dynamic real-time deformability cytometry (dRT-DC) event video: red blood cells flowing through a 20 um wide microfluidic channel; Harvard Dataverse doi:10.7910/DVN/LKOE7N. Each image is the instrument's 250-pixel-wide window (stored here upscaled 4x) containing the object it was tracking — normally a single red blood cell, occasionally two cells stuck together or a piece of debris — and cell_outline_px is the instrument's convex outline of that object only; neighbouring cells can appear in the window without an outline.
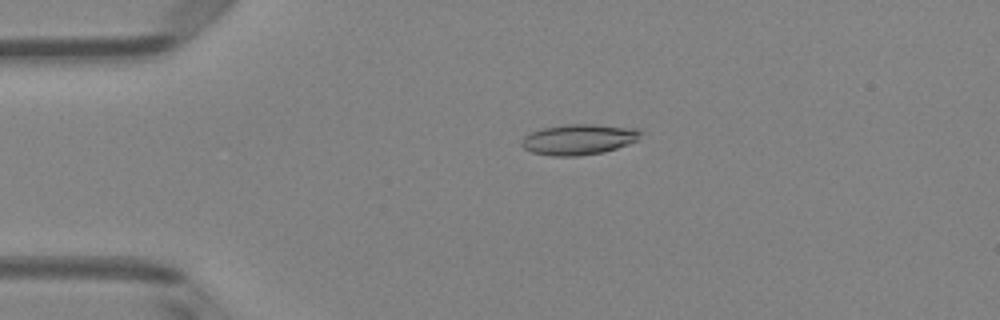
{"species": "Egyptian fruit bat (a non-hibernating species)", "species_latin": "Rousettus aegyptiacus", "temperature_condition": "room temperature", "stored_images_in_passage": 50, "camera_frame_rate_fps": 3000, "um_per_image_px": 0.085, "animal": {"sex": "female"}, "frame": {"image": 1, "passage_image": 11, "time_ms": 3.333, "image_size_px": [1000, 320], "cell_outline_px": [[644, 132], [636, 140], [628, 144], [604, 152], [576, 156], [552, 156], [532, 152], [524, 148], [520, 144], [520, 140], [524, 136], [540, 128], [564, 124], [596, 124], [640, 128]], "centroid_in_image_um": [49.2, 11.83], "position_along_channel_um": 35.8, "area_um2": 21.5}}
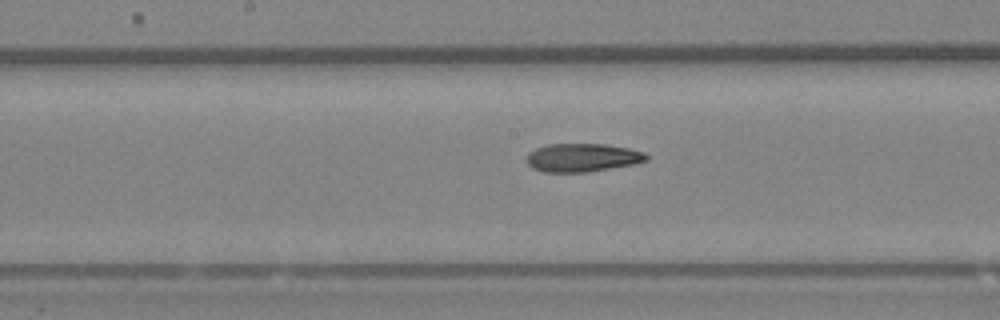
{"frame": {"image": 2, "passage_image": 26, "time_ms": 8.333, "image_size_px": [1000, 320], "cell_outline_px": [[648, 160], [632, 164], [588, 172], [544, 172], [532, 168], [524, 160], [528, 152], [536, 148], [548, 144], [604, 144], [628, 148], [644, 152], [648, 156]], "centroid_in_image_um": [49.45, 13.39], "position_along_channel_um": 198.7, "area_um2": 19.83}}
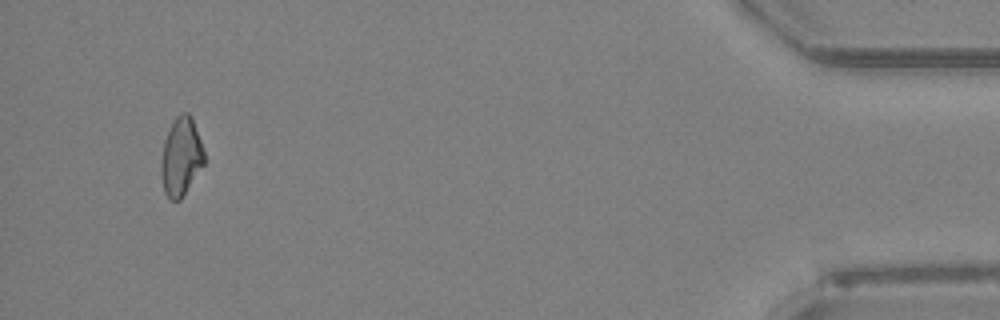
{"frame": {"image": 3, "passage_image": 48, "time_ms": 15.667, "image_size_px": [1000, 320], "cell_outline_px": [[204, 164], [180, 200], [172, 200], [164, 192], [160, 172], [160, 164], [164, 140], [176, 116], [180, 112], [188, 112], [192, 120], [200, 140], [204, 152]], "centroid_in_image_um": [15.37, 13.33], "position_along_channel_um": 419.8, "area_um2": 19.36}}